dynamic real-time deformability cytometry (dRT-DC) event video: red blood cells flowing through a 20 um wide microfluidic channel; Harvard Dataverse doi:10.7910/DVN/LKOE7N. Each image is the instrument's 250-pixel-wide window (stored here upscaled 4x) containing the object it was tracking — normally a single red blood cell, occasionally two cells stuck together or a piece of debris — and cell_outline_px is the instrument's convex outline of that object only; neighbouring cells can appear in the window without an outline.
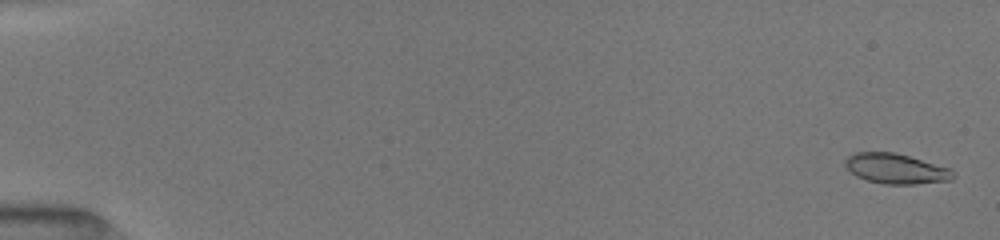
{"species": "common noctule bat (a hibernating species)", "species_latin": "Nyctalus noctula", "temperature_condition": "room temperature", "stored_images_in_passage": 73, "camera_frame_rate_fps": 3000, "um_per_image_px": 0.085, "animal": {"sex": "female", "body_mass_g": 19.5, "forearm_length_mm": 54.1}, "frame": {"image": 1, "passage_image": 2, "time_ms": 0.333, "image_size_px": [1000, 240], "cell_outline_px": [[956, 176], [952, 180], [916, 184], [884, 184], [868, 180], [856, 176], [844, 164], [844, 160], [848, 156], [856, 152], [896, 152], [952, 168], [956, 172]], "centroid_in_image_um": [76.22, 14.33], "position_along_channel_um": 8.8, "area_um2": 19.19}}
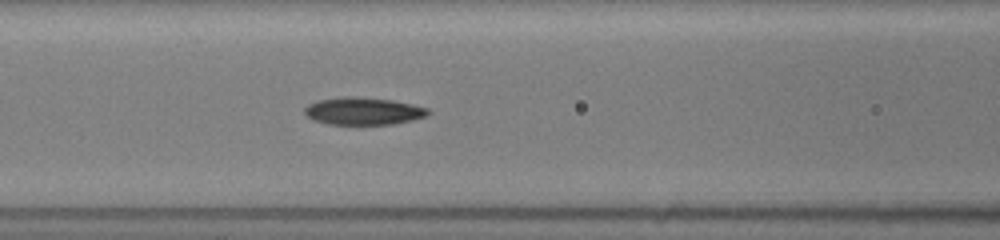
{"frame": {"image": 2, "passage_image": 24, "time_ms": 7.667, "image_size_px": [1000, 240], "cell_outline_px": [[432, 112], [428, 116], [412, 120], [392, 124], [328, 124], [312, 120], [304, 112], [304, 108], [308, 104], [320, 100], [344, 96], [356, 96], [392, 100], [412, 104], [428, 108]], "centroid_in_image_um": [30.9, 9.44], "position_along_channel_um": 135.7, "area_um2": 19.83}}
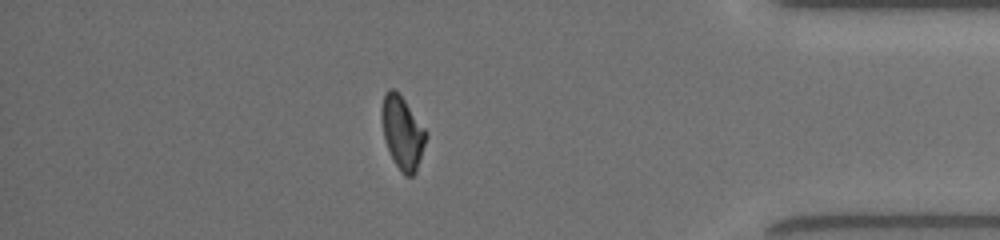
{"frame": {"image": 3, "passage_image": 60, "time_ms": 15.0, "image_size_px": [1000, 240], "cell_outline_px": [[428, 136], [416, 172], [412, 176], [404, 176], [400, 172], [388, 148], [384, 136], [380, 112], [380, 108], [384, 92], [388, 88], [392, 88], [404, 100], [428, 132]], "centroid_in_image_um": [34.21, 11.27], "position_along_channel_um": 401.0, "area_um2": 18.84}, "authors_computed_cell_mechanics": {"area_um2": 19.3052, "velocity_mm_per_s": 4.0217, "shape_relaxation_time_tau1_ms": null, "shape_relaxation_time_tau2_ms": 4.7098, "deformation_change_tau1": null, "deformation_change_tau2": 0.0994}}